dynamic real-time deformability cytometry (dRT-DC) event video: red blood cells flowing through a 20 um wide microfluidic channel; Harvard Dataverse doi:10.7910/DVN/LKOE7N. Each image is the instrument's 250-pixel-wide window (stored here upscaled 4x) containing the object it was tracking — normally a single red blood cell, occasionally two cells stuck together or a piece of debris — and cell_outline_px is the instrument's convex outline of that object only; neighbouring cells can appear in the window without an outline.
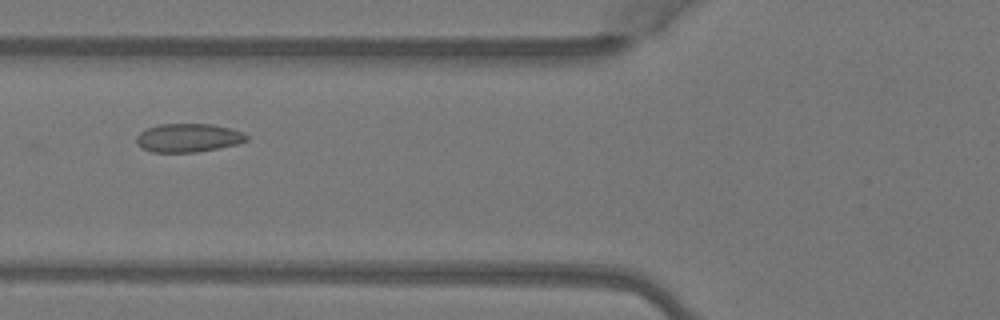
{"species": "Egyptian fruit bat (a non-hibernating species)", "species_latin": "Rousettus aegyptiacus", "temperature_condition": "warm", "stored_images_in_passage": 3, "camera_frame_rate_fps": 3000, "um_per_image_px": 0.085, "animal": {"sex": "female"}, "frame": {"image": 1, "passage_image": 3, "time_ms": 0.667, "image_size_px": [1000, 320], "cell_outline_px": [[248, 140], [236, 144], [196, 152], [152, 152], [140, 148], [136, 144], [136, 136], [140, 132], [148, 128], [160, 124], [212, 124], [228, 128], [240, 132], [248, 136]], "centroid_in_image_um": [15.94, 11.72], "position_along_channel_um": 109.9, "area_um2": 18.15}}